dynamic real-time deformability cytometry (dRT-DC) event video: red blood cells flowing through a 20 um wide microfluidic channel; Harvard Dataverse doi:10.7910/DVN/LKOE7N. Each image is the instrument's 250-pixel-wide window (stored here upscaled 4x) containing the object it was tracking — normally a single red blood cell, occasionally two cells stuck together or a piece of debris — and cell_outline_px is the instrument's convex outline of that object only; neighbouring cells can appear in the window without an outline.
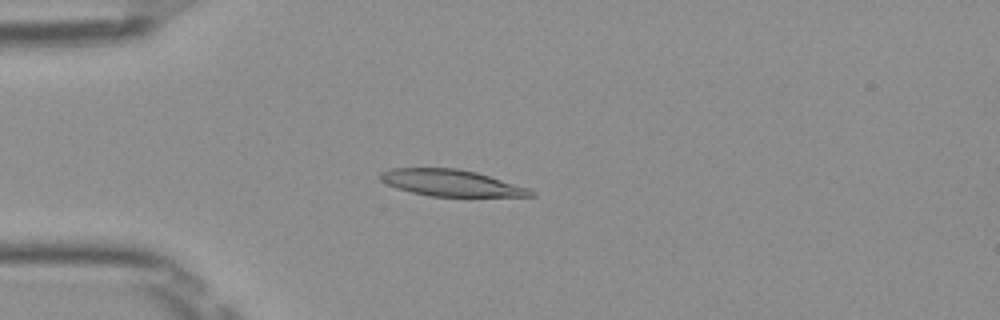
{"species": "Egyptian fruit bat (a non-hibernating species)", "species_latin": "Rousettus aegyptiacus", "temperature_condition": "room temperature", "stored_images_in_passage": 43, "camera_frame_rate_fps": 3000, "um_per_image_px": 0.085, "frame": {"image": 1, "passage_image": 6, "time_ms": 1.667, "image_size_px": [1000, 320], "cell_outline_px": [[536, 196], [432, 196], [412, 192], [396, 188], [380, 180], [376, 176], [380, 172], [388, 168], [456, 168], [476, 172], [528, 188], [536, 192]], "centroid_in_image_um": [38.29, 15.54], "position_along_channel_um": 46.7, "area_um2": 23.12}}
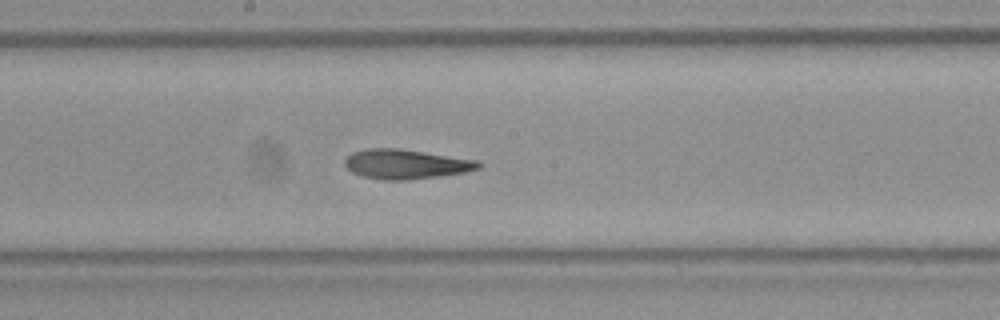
{"frame": {"image": 2, "passage_image": 20, "time_ms": 6.333, "image_size_px": [1000, 320], "cell_outline_px": [[484, 164], [480, 168], [464, 172], [440, 176], [408, 180], [384, 180], [364, 176], [352, 172], [344, 164], [344, 160], [352, 152], [368, 148], [400, 148], [480, 160]], "centroid_in_image_um": [34.55, 13.94], "position_along_channel_um": 213.7, "area_um2": 23.24}}
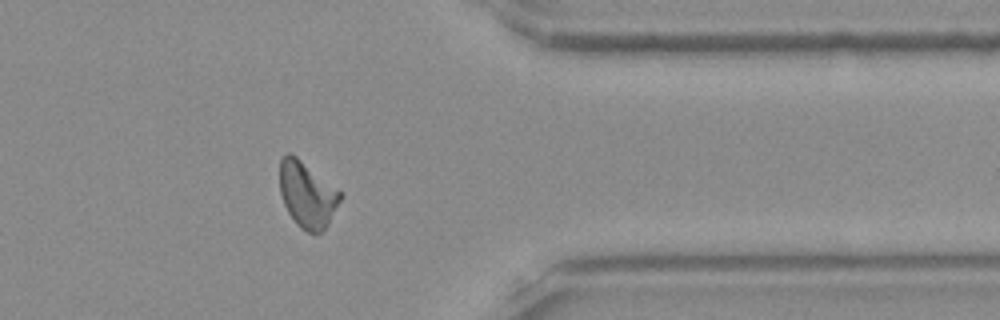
{"frame": {"image": 3, "passage_image": 34, "time_ms": 11.0, "image_size_px": [1000, 320], "cell_outline_px": [[344, 196], [324, 228], [320, 232], [308, 232], [300, 228], [296, 224], [288, 212], [284, 204], [280, 192], [280, 160], [288, 152], [296, 156], [340, 192]], "centroid_in_image_um": [26.09, 16.54], "position_along_channel_um": 385.3, "area_um2": 22.72}, "authors_computed_cell_mechanics": {"area_um2": 22.9466, "velocity_mm_per_s": 3.9624, "shape_relaxation_time_tau1_ms": 5.376, "shape_relaxation_time_tau2_ms": 2.6293, "deformation_change_tau1": 0.1868, "deformation_change_tau2": 0.1149}}